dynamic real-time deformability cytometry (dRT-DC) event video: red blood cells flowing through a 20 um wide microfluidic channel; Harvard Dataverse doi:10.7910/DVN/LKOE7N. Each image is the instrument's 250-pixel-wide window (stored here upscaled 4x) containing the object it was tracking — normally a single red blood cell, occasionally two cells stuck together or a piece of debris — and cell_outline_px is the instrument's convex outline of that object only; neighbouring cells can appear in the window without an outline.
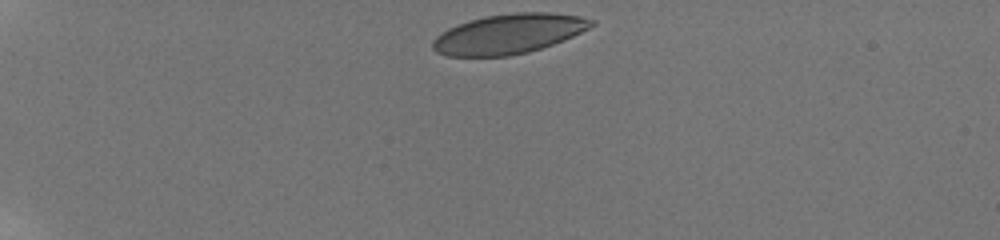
{"species": "human", "species_latin": "Homo sapiens", "temperature_condition": "room temperature", "stored_images_in_passage": 71, "camera_frame_rate_fps": 3000, "um_per_image_px": 0.085, "donor": {"sex": "male"}, "frame": {"image": 1, "passage_image": 1, "time_ms": 0.0, "image_size_px": [1000, 240], "cell_outline_px": [[596, 24], [564, 40], [528, 52], [508, 56], [448, 56], [436, 52], [432, 48], [432, 40], [436, 36], [448, 28], [456, 24], [484, 16], [516, 12], [548, 12], [580, 16], [596, 20]], "centroid_in_image_um": [43.22, 2.87], "position_along_channel_um": 41.8, "area_um2": 36.82}}
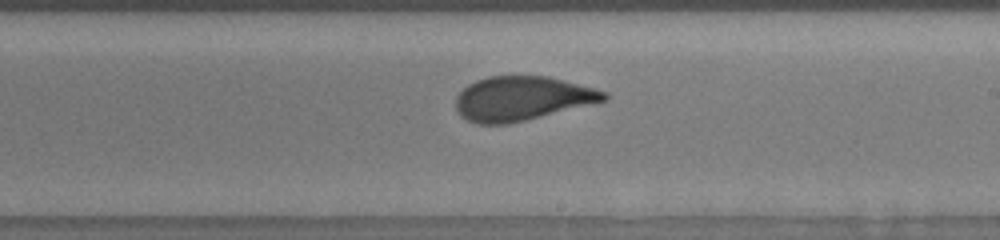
{"frame": {"image": 2, "passage_image": 42, "time_ms": 7.333, "image_size_px": [1000, 240], "cell_outline_px": [[608, 96], [604, 100], [508, 124], [476, 124], [460, 116], [456, 112], [456, 96], [468, 84], [476, 80], [488, 76], [548, 76], [608, 92]], "centroid_in_image_um": [44.28, 8.36], "position_along_channel_um": 244.7, "area_um2": 37.69}}
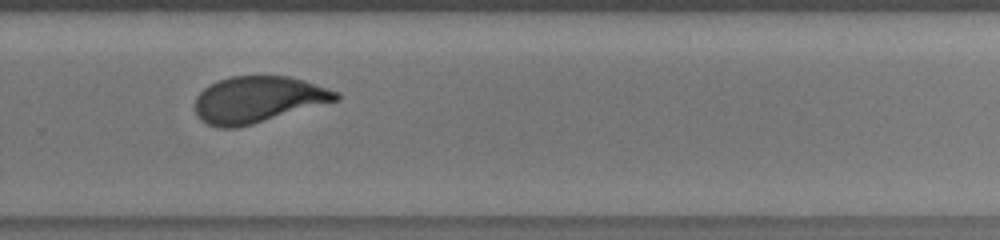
{"frame": {"image": 3, "passage_image": 52, "time_ms": 9.0, "image_size_px": [1000, 240], "cell_outline_px": [[340, 100], [252, 124], [236, 128], [220, 128], [208, 124], [200, 120], [196, 116], [196, 96], [208, 84], [232, 76], [288, 76], [304, 80], [340, 92]], "centroid_in_image_um": [21.94, 8.46], "position_along_channel_um": 307.9, "area_um2": 38.15}, "authors_computed_cell_mechanics": {"area_um2": 38.2636, "velocity_mm_per_s": 3.8102, "shape_relaxation_time_tau1_ms": 4.7092, "shape_relaxation_time_tau2_ms": 0.7533, "deformation_change_tau1": 0.1748, "deformation_change_tau2": 0.0529}}